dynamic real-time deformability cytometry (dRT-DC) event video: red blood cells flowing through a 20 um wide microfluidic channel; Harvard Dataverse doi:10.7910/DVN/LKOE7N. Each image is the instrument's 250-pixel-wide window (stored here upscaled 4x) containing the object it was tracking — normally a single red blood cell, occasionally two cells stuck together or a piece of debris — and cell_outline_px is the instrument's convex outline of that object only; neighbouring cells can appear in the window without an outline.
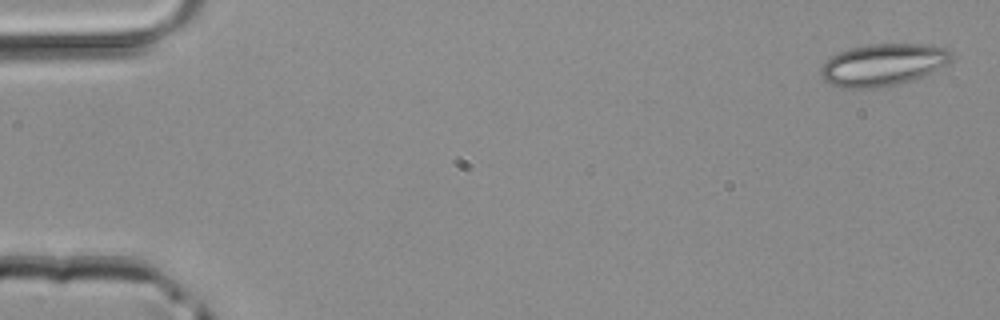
{"species": "common noctule bat (a hibernating species)", "species_latin": "Nyctalus noctula", "temperature_condition": "room temperature", "stored_images_in_passage": 5, "camera_frame_rate_fps": 3000, "um_per_image_px": 0.085, "animal": {"sex": "male", "body_mass_g": 20.4}, "frame": {"image": 1, "passage_image": 1, "time_ms": 0.0, "image_size_px": [1000, 320], "cell_outline_px": [[952, 60], [948, 64], [912, 80], [900, 84], [884, 88], [840, 88], [828, 84], [824, 80], [820, 72], [820, 68], [832, 56], [840, 52], [852, 48], [872, 44], [924, 44], [948, 48], [952, 52]], "centroid_in_image_um": [75.07, 5.52], "position_along_channel_um": 9.9, "area_um2": 32.14}}
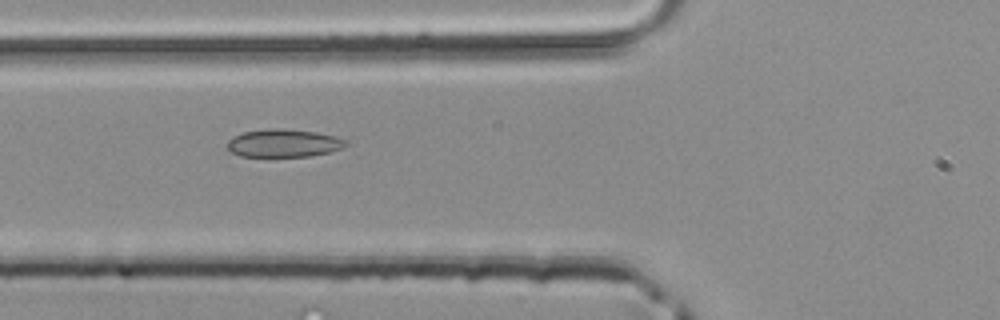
{"frame": {"image": 2, "passage_image": 5, "time_ms": 1.333, "image_size_px": [1000, 320], "cell_outline_px": [[348, 144], [340, 148], [328, 152], [308, 156], [240, 156], [232, 152], [228, 148], [228, 140], [232, 136], [244, 132], [272, 128], [284, 128], [316, 132], [336, 136], [348, 140]], "centroid_in_image_um": [24.12, 12.15], "position_along_channel_um": 101.7, "area_um2": 19.19}}